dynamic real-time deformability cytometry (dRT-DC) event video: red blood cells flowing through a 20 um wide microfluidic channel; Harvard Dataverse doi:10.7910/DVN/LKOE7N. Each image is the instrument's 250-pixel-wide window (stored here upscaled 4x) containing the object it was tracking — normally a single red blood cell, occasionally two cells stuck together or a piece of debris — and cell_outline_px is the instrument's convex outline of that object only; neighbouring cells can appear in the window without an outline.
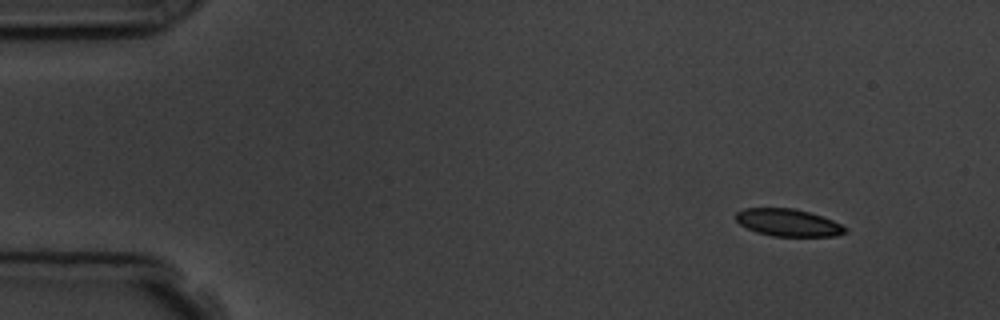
{"species": "common noctule bat (a hibernating species)", "species_latin": "Nyctalus noctula", "temperature_condition": "room temperature", "stored_images_in_passage": 5, "camera_frame_rate_fps": 3000, "um_per_image_px": 0.085, "animal": {"sex": "male", "body_mass_g": 19.5, "forearm_length_mm": 54.6}, "frame": {"image": 1, "passage_image": 1, "time_ms": 0.0, "image_size_px": [1000, 320], "cell_outline_px": [[848, 232], [836, 236], [772, 236], [756, 232], [740, 224], [736, 220], [736, 212], [744, 208], [792, 208], [808, 212], [832, 220], [848, 228]], "centroid_in_image_um": [67.0, 18.93], "position_along_channel_um": 18.0, "area_um2": 17.34}}